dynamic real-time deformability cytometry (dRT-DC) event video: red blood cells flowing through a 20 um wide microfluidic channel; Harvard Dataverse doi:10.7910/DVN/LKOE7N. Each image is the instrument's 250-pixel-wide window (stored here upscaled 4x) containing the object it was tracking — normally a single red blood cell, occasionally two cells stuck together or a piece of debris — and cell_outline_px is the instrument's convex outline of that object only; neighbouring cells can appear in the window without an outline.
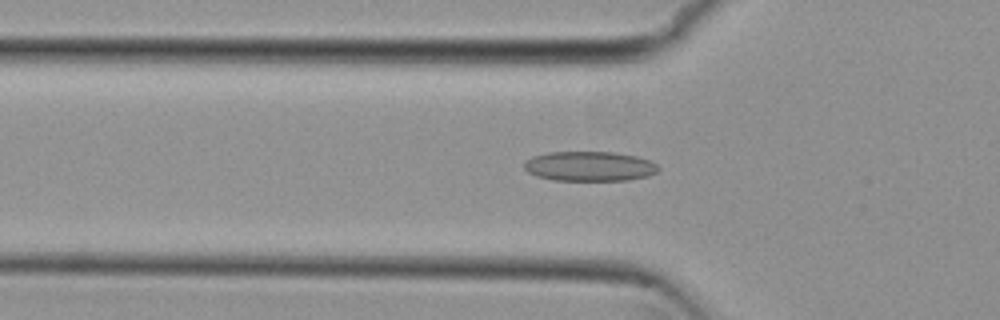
{"species": "common noctule bat (a hibernating species)", "species_latin": "Nyctalus noctula", "temperature_condition": "cold", "stored_images_in_passage": 32, "camera_frame_rate_fps": 3000, "um_per_image_px": 0.085, "animal": {"sex": "female", "body_mass_g": 29.2, "forearm_length_mm": 56.3}, "frame": {"image": 1, "passage_image": 2, "time_ms": 0.333, "image_size_px": [1000, 320], "cell_outline_px": [[652, 172], [640, 176], [616, 180], [564, 180], [544, 176], [532, 172], [528, 168], [532, 160], [540, 156], [560, 152], [604, 152], [628, 156], [644, 160]], "centroid_in_image_um": [50.04, 14.13], "position_along_channel_um": 75.8, "area_um2": 20.29}}
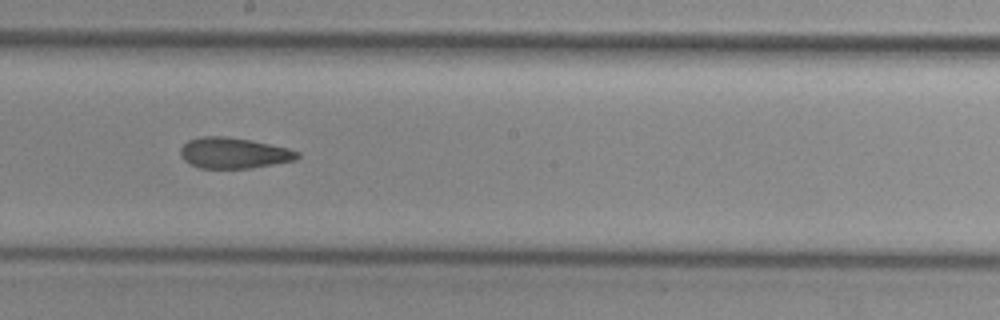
{"frame": {"image": 2, "passage_image": 14, "time_ms": 4.333, "image_size_px": [1000, 320], "cell_outline_px": [[296, 156], [288, 160], [240, 168], [204, 168], [192, 164], [184, 156], [184, 148], [192, 140], [244, 140], [284, 148], [296, 152]], "centroid_in_image_um": [19.88, 13.07], "position_along_channel_um": 228.3, "area_um2": 17.8}}
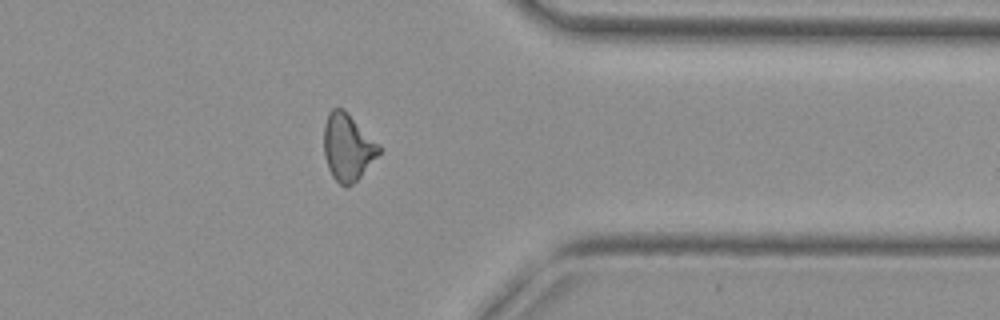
{"frame": {"image": 3, "passage_image": 27, "time_ms": 8.667, "image_size_px": [1000, 320], "cell_outline_px": [[380, 152], [356, 180], [348, 184], [340, 184], [336, 180], [328, 164], [324, 148], [324, 132], [328, 116], [336, 108], [340, 108], [380, 148]], "centroid_in_image_um": [29.52, 12.55], "position_along_channel_um": 381.9, "area_um2": 19.48}, "authors_computed_cell_mechanics": {"area_um2": 18.6983, "velocity_mm_per_s": 3.7969, "shape_relaxation_time_tau1_ms": null, "shape_relaxation_time_tau2_ms": 3.6118, "deformation_change_tau1": null, "deformation_change_tau2": 0.1254}}